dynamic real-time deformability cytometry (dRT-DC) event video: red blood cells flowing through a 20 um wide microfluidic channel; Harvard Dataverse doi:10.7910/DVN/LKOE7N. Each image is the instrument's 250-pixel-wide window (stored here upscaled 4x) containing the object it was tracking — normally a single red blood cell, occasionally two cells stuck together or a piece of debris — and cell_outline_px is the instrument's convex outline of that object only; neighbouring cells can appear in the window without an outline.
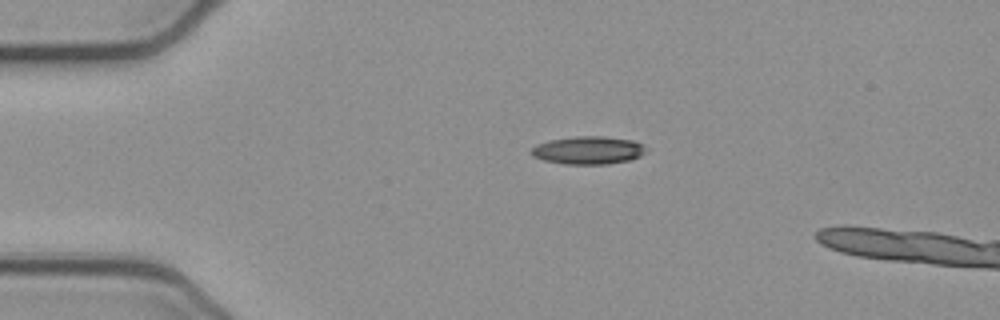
{"species": "common noctule bat (a hibernating species)", "species_latin": "Nyctalus noctula", "temperature_condition": "cold", "stored_images_in_passage": 39, "camera_frame_rate_fps": 3000, "um_per_image_px": 0.085, "animal": {"sex": "female", "body_mass_g": 21.9}, "frame": {"image": 1, "passage_image": 1, "time_ms": 0.0, "image_size_px": [1000, 320], "cell_outline_px": [[648, 148], [640, 156], [628, 160], [608, 164], [564, 164], [544, 160], [532, 156], [528, 152], [536, 144], [548, 140], [576, 136], [604, 136], [632, 140]], "centroid_in_image_um": [49.95, 12.77], "position_along_channel_um": 35.1, "area_um2": 18.73}}
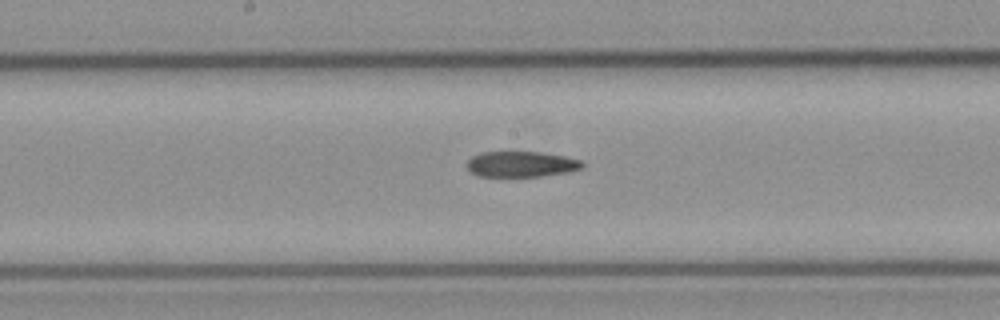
{"frame": {"image": 2, "passage_image": 17, "time_ms": 5.333, "image_size_px": [1000, 320], "cell_outline_px": [[584, 168], [568, 172], [540, 176], [480, 176], [472, 172], [468, 168], [468, 160], [472, 156], [480, 152], [540, 152], [564, 156], [580, 160], [584, 164]], "centroid_in_image_um": [44.33, 13.95], "position_along_channel_um": 203.9, "area_um2": 17.11}}
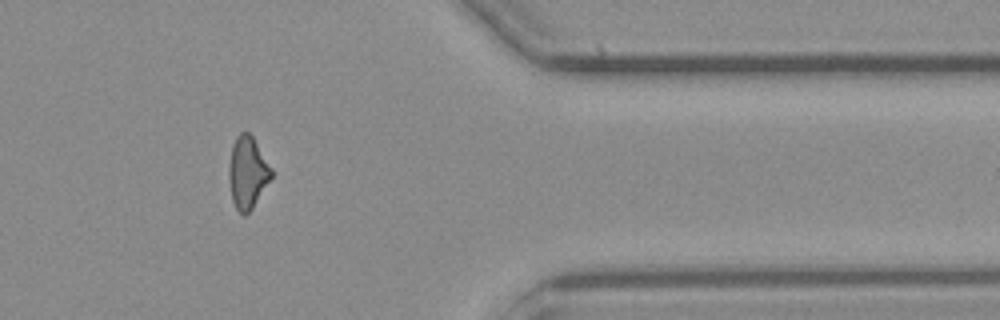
{"frame": {"image": 3, "passage_image": 33, "time_ms": 10.667, "image_size_px": [1000, 320], "cell_outline_px": [[272, 176], [252, 208], [244, 216], [236, 208], [232, 200], [228, 176], [228, 168], [232, 144], [236, 136], [240, 132], [248, 132], [252, 136], [272, 168]], "centroid_in_image_um": [21.02, 14.64], "position_along_channel_um": 390.4, "area_um2": 17.69}, "authors_computed_cell_mechanics": {"area_um2": 18.496, "velocity_mm_per_s": 3.8952, "shape_relaxation_time_tau1_ms": null, "shape_relaxation_time_tau2_ms": 6.429, "deformation_change_tau1": null, "deformation_change_tau2": 0.1886}}